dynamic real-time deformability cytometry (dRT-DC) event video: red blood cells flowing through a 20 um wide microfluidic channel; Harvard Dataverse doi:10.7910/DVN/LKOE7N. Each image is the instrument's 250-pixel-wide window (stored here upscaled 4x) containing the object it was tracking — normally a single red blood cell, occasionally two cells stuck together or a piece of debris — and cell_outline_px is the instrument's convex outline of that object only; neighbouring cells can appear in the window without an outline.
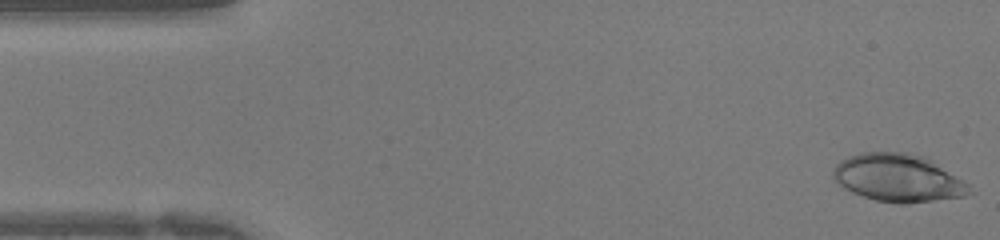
{"species": "human", "species_latin": "Homo sapiens", "temperature_condition": "warm", "stored_images_in_passage": 41, "camera_frame_rate_fps": 3000, "um_per_image_px": 0.085, "donor": {"sex": "female"}, "frame": {"image": 1, "passage_image": 1, "time_ms": 0.0, "image_size_px": [1000, 240], "cell_outline_px": [[976, 192], [964, 196], [908, 204], [900, 204], [876, 200], [852, 192], [844, 188], [832, 176], [832, 172], [836, 164], [840, 160], [848, 156], [860, 152], [908, 152], [924, 156], [968, 184]], "centroid_in_image_um": [76.34, 15.12], "position_along_channel_um": 8.7, "area_um2": 37.86}}
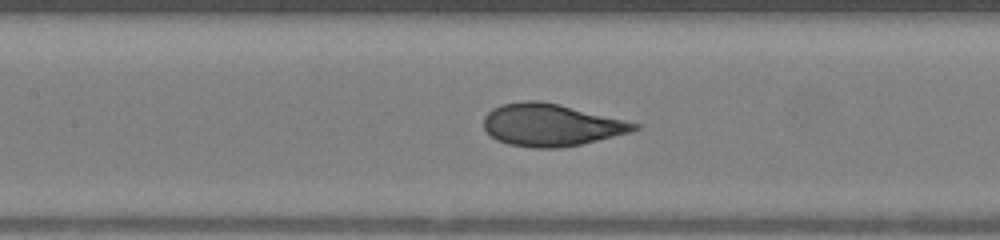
{"frame": {"image": 2, "passage_image": 18, "time_ms": 5.667, "image_size_px": [1000, 240], "cell_outline_px": [[640, 128], [632, 132], [580, 144], [560, 148], [536, 148], [508, 144], [496, 140], [484, 128], [484, 116], [492, 108], [500, 104], [524, 100], [540, 100], [560, 104], [640, 124]], "centroid_in_image_um": [46.82, 10.61], "position_along_channel_um": 160.6, "area_um2": 37.11}}
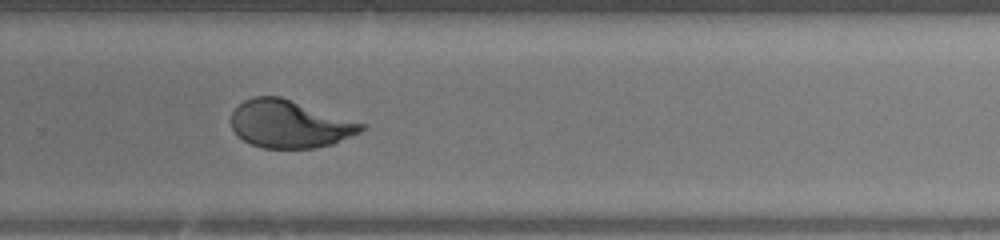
{"frame": {"image": 3, "passage_image": 27, "time_ms": 8.667, "image_size_px": [1000, 240], "cell_outline_px": [[368, 124], [360, 132], [332, 144], [316, 148], [264, 148], [252, 144], [236, 136], [232, 128], [232, 112], [244, 100], [252, 96], [280, 96]], "centroid_in_image_um": [24.63, 10.54], "position_along_channel_um": 305.2, "area_um2": 36.24}}